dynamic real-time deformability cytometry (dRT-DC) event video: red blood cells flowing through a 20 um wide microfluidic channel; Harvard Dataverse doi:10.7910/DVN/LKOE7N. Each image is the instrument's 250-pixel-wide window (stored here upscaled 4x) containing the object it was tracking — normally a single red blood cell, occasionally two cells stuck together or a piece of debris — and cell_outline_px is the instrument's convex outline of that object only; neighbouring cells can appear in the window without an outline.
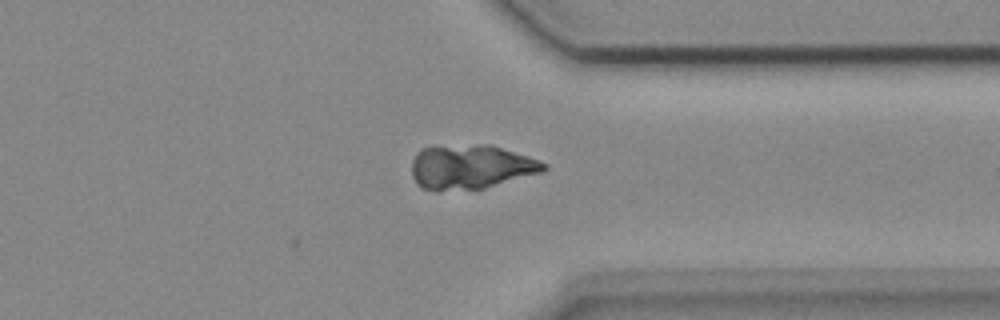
{"species": "common noctule bat (a hibernating species)", "species_latin": "Nyctalus noctula", "temperature_condition": "cold", "stored_images_in_passage": 28, "camera_frame_rate_fps": 3000, "um_per_image_px": 0.085, "animal": {"sex": "female", "body_mass_g": 18.4}, "frame": {"image": 1, "passage_image": 28, "time_ms": 9.0, "image_size_px": [1000, 320], "cell_outline_px": [[548, 168], [544, 172], [484, 188], [440, 192], [436, 192], [420, 188], [416, 184], [412, 176], [412, 160], [416, 152], [420, 148], [476, 144], [492, 144], [528, 156], [548, 164]], "centroid_in_image_um": [40.0, 14.2], "position_along_channel_um": 371.4, "area_um2": 34.74}}